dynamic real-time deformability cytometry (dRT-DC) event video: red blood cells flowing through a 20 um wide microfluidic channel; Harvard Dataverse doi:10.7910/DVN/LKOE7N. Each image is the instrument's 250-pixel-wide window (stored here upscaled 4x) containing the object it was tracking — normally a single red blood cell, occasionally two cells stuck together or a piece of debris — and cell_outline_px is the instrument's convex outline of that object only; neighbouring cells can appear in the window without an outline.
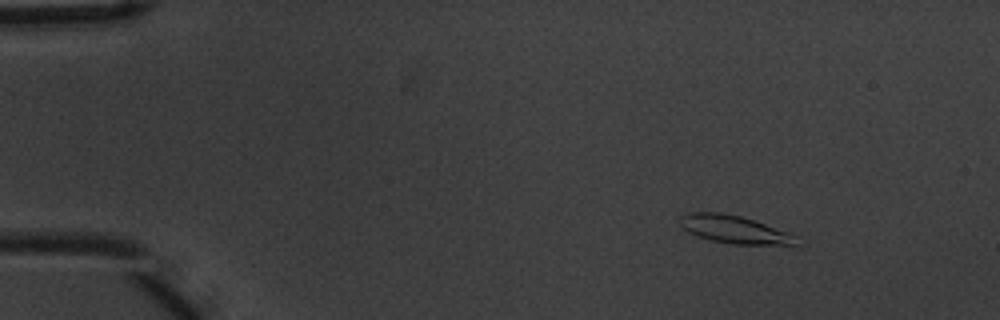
{"species": "common noctule bat (a hibernating species)", "species_latin": "Nyctalus noctula", "temperature_condition": "warm", "stored_images_in_passage": 5, "camera_frame_rate_fps": 3000, "um_per_image_px": 0.085, "animal": {"sex": "male", "body_mass_g": 20.1, "forearm_length_mm": 53.5}, "frame": {"image": 1, "passage_image": 1, "time_ms": 0.0, "image_size_px": [1000, 320], "cell_outline_px": [[796, 244], [732, 244], [712, 240], [688, 232], [680, 228], [680, 216], [684, 212], [720, 212], [740, 216], [788, 232], [796, 236]], "centroid_in_image_um": [62.32, 19.48], "position_along_channel_um": 22.7, "area_um2": 18.55}}